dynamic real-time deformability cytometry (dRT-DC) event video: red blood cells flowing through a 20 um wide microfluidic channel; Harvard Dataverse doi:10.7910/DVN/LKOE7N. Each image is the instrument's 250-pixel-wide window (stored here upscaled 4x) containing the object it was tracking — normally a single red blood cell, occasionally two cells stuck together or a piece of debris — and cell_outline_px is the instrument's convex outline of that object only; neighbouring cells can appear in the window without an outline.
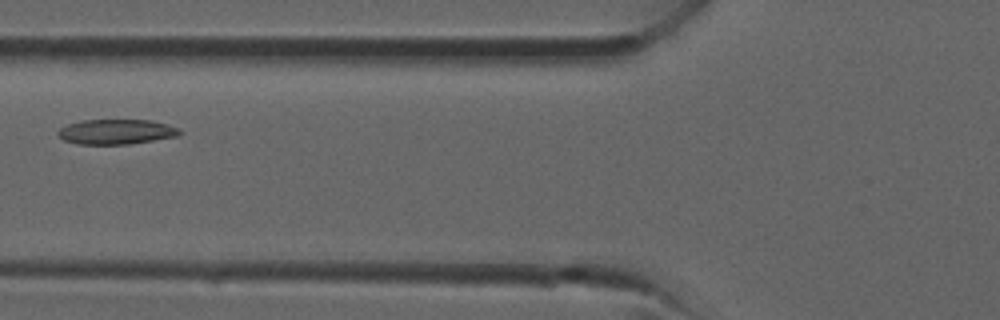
{"species": "common noctule bat (a hibernating species)", "species_latin": "Nyctalus noctula", "temperature_condition": "room temperature", "stored_images_in_passage": 32, "camera_frame_rate_fps": 3000, "um_per_image_px": 0.085, "animal": {"sex": "male", "forearm_length_mm": 52.5}, "frame": {"image": 1, "passage_image": 9, "time_ms": 2.667, "image_size_px": [1000, 320], "cell_outline_px": [[184, 132], [176, 136], [128, 144], [80, 144], [64, 140], [56, 132], [60, 128], [68, 124], [84, 120], [152, 120], [168, 124], [180, 128]], "centroid_in_image_um": [9.92, 11.19], "position_along_channel_um": 115.9, "area_um2": 17.63}}
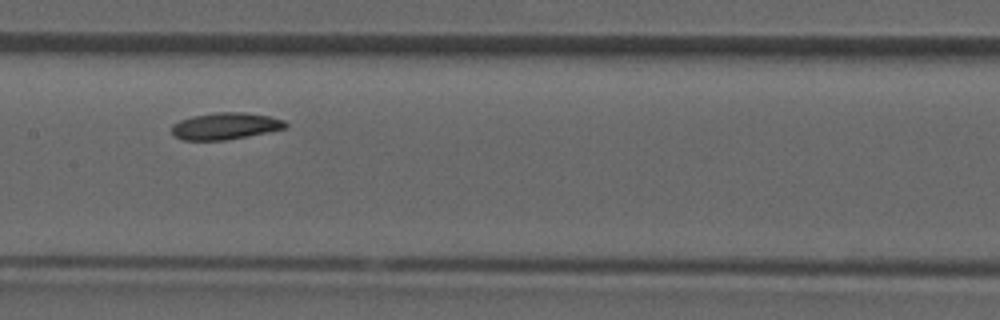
{"frame": {"image": 2, "passage_image": 13, "time_ms": 4.0, "image_size_px": [1000, 320], "cell_outline_px": [[288, 124], [284, 128], [224, 140], [184, 140], [176, 136], [172, 132], [172, 124], [180, 120], [192, 116], [216, 112], [244, 112], [268, 116], [284, 120]], "centroid_in_image_um": [19.11, 10.7], "position_along_channel_um": 188.3, "area_um2": 17.4}}
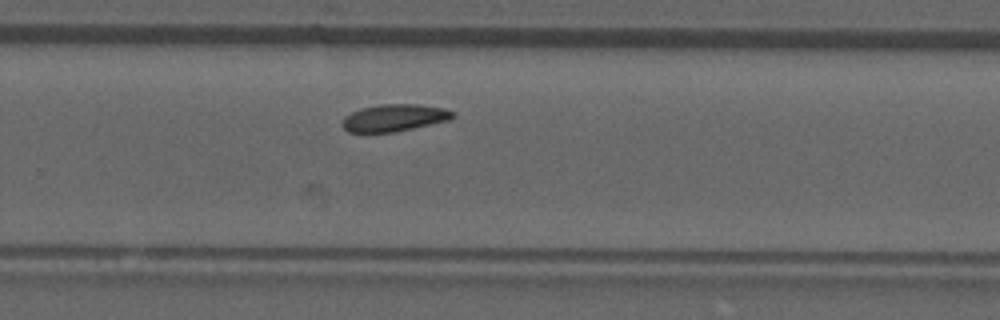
{"frame": {"image": 3, "passage_image": 19, "time_ms": 6.0, "image_size_px": [1000, 320], "cell_outline_px": [[456, 116], [452, 120], [396, 132], [348, 132], [340, 124], [344, 116], [360, 108], [380, 104], [416, 104], [444, 108], [452, 112]], "centroid_in_image_um": [33.52, 10.02], "position_along_channel_um": 296.3, "area_um2": 17.69}}